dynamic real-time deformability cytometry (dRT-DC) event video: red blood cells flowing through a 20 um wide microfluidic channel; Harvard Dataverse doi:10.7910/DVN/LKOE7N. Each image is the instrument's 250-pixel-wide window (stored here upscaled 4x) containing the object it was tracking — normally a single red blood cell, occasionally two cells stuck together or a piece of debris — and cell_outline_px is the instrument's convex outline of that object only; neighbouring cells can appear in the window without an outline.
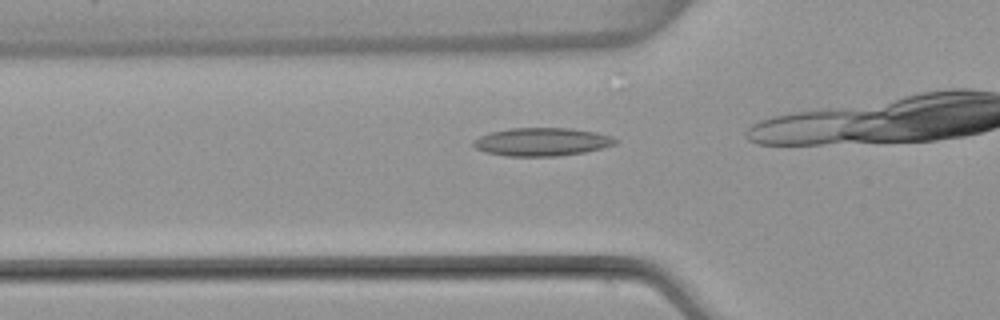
{"species": "common noctule bat (a hibernating species)", "species_latin": "Nyctalus noctula", "temperature_condition": "warm", "stored_images_in_passage": 26, "camera_frame_rate_fps": 3000, "um_per_image_px": 0.085, "animal": {"sex": "female", "body_mass_g": 22.7, "forearm_length_mm": 54.2}, "frame": {"image": 1, "passage_image": 10, "time_ms": 3.0, "image_size_px": [1000, 320], "cell_outline_px": [[620, 140], [616, 144], [604, 148], [584, 152], [556, 156], [508, 156], [484, 152], [476, 148], [472, 144], [472, 140], [488, 132], [508, 128], [572, 128], [596, 132], [612, 136]], "centroid_in_image_um": [46.07, 12.05], "position_along_channel_um": 79.7, "area_um2": 23.58}}
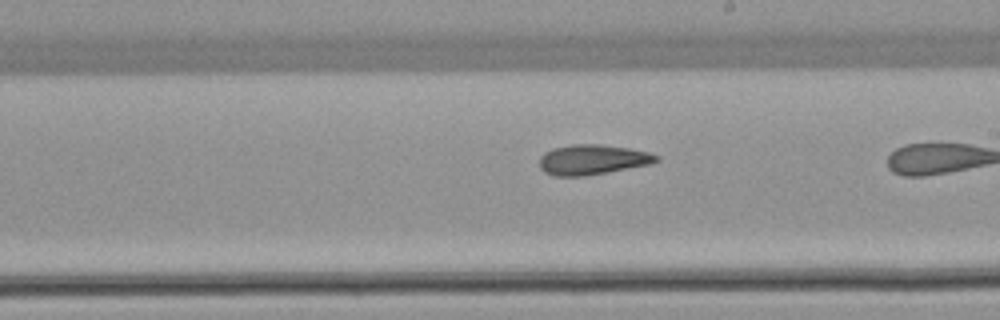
{"frame": {"image": 2, "passage_image": 22, "time_ms": 7.0, "image_size_px": [1000, 320], "cell_outline_px": [[660, 160], [652, 164], [588, 176], [552, 176], [544, 172], [540, 168], [540, 156], [544, 152], [552, 148], [572, 144], [600, 144], [628, 148], [648, 152], [660, 156]], "centroid_in_image_um": [50.36, 13.58], "position_along_channel_um": 238.6, "area_um2": 20.81}}